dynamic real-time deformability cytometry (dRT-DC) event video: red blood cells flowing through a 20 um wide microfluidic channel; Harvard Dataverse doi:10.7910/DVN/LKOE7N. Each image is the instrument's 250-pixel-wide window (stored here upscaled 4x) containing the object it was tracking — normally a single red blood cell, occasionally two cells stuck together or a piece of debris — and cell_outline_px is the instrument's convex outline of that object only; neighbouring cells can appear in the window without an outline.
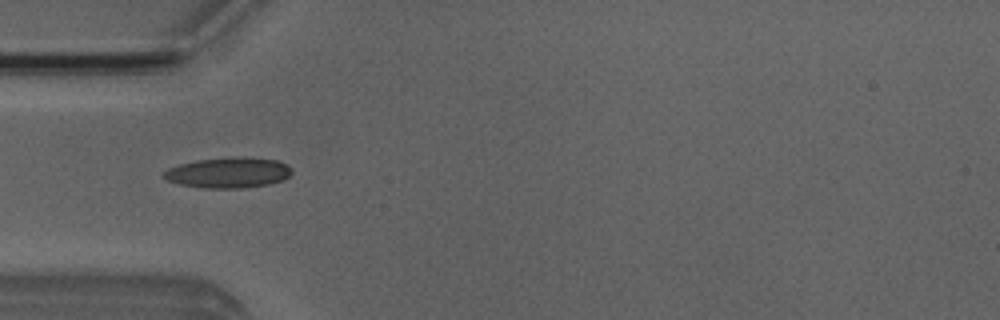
{"species": "Egyptian fruit bat (a non-hibernating species)", "species_latin": "Rousettus aegyptiacus", "temperature_condition": "room temperature", "stored_images_in_passage": 6, "camera_frame_rate_fps": 3000, "um_per_image_px": 0.085, "animal": {"sex": "male"}, "frame": {"image": 1, "passage_image": 4, "time_ms": 4.333, "image_size_px": [1000, 320], "cell_outline_px": [[292, 172], [284, 180], [268, 184], [240, 188], [204, 188], [180, 184], [168, 180], [160, 176], [168, 168], [180, 164], [196, 160], [240, 156], [244, 156], [276, 160], [288, 164]], "centroid_in_image_um": [19.41, 14.67], "position_along_channel_um": 65.6, "area_um2": 22.83}}